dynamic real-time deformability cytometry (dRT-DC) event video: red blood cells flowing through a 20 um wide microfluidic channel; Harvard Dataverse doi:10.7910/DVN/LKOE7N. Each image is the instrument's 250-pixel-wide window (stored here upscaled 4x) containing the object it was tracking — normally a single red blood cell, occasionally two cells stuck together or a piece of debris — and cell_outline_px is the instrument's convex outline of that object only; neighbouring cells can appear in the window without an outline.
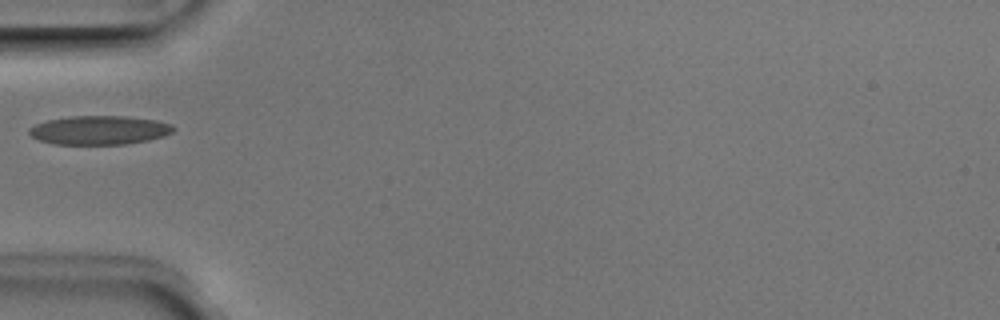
{"species": "Egyptian fruit bat (a non-hibernating species)", "species_latin": "Rousettus aegyptiacus", "temperature_condition": "room temperature", "stored_images_in_passage": 5, "camera_frame_rate_fps": 3000, "um_per_image_px": 0.085, "animal": {"sex": "male"}, "frame": {"image": 1, "passage_image": 5, "time_ms": 1.333, "image_size_px": [1000, 320], "cell_outline_px": [[176, 128], [172, 132], [164, 136], [148, 140], [124, 144], [56, 144], [40, 140], [32, 136], [28, 132], [28, 128], [36, 124], [48, 120], [72, 116], [124, 116], [156, 120], [172, 124]], "centroid_in_image_um": [8.47, 11.06], "position_along_channel_um": 76.5, "area_um2": 24.16}}